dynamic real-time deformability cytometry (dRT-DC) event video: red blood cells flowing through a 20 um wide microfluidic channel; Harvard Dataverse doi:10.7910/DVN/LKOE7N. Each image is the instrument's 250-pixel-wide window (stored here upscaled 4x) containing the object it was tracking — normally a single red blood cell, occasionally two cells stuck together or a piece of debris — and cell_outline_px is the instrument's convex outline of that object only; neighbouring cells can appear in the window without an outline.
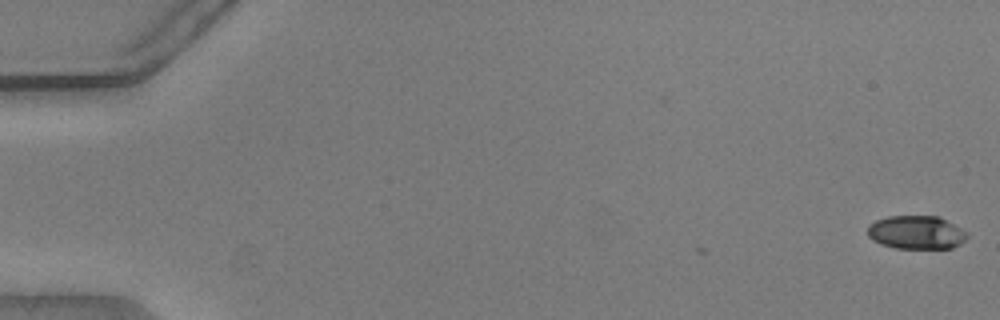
{"species": "common noctule bat (a hibernating species)", "species_latin": "Nyctalus noctula", "temperature_condition": "warm", "stored_images_in_passage": 3, "camera_frame_rate_fps": 3000, "um_per_image_px": 0.085, "animal": {"sex": "male", "body_mass_g": 20.5, "forearm_length_mm": 52.5}, "frame": {"image": 1, "passage_image": 3, "time_ms": 0.667, "image_size_px": [1000, 320], "cell_outline_px": [[968, 236], [960, 244], [952, 248], [896, 248], [880, 244], [872, 240], [868, 236], [868, 224], [876, 220], [888, 216], [940, 216], [960, 228]], "centroid_in_image_um": [77.85, 19.75], "position_along_channel_um": 7.1, "area_um2": 19.36}}